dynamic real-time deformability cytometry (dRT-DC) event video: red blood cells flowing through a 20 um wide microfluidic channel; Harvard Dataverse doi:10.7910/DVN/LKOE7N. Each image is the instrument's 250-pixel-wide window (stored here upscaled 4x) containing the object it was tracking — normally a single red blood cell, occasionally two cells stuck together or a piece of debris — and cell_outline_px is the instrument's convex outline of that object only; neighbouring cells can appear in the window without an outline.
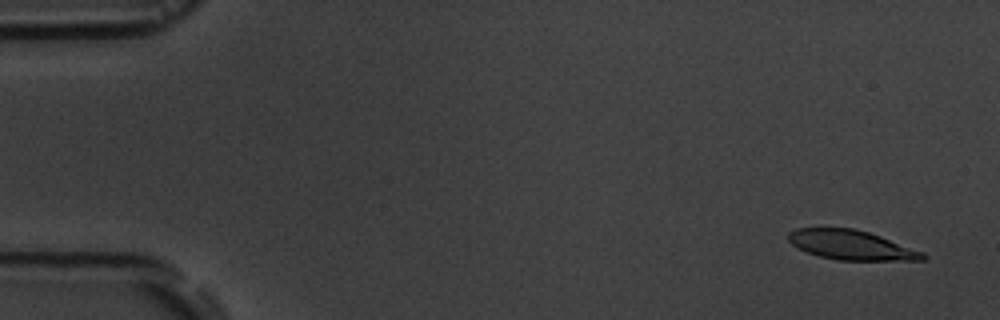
{"species": "common noctule bat (a hibernating species)", "species_latin": "Nyctalus noctula", "temperature_condition": "room temperature", "stored_images_in_passage": 8, "camera_frame_rate_fps": 3000, "um_per_image_px": 0.085, "animal": {"sex": "male", "body_mass_g": 19.5, "forearm_length_mm": 54.6}, "frame": {"image": 1, "passage_image": 1, "time_ms": 0.0, "image_size_px": [1000, 320], "cell_outline_px": [[928, 256], [924, 260], [836, 260], [820, 256], [808, 252], [792, 244], [788, 240], [788, 232], [796, 228], [852, 228], [868, 232], [880, 236], [924, 252]], "centroid_in_image_um": [72.37, 20.83], "position_along_channel_um": 12.6, "area_um2": 22.95}}
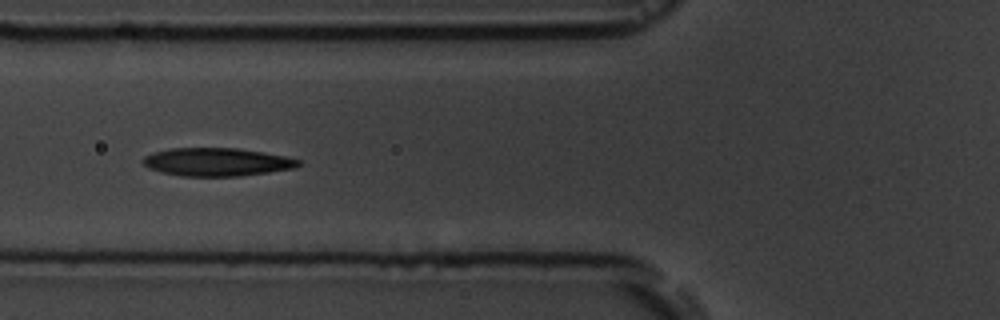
{"frame": {"image": 2, "passage_image": 6, "time_ms": 6.0, "image_size_px": [1000, 320], "cell_outline_px": [[304, 164], [296, 168], [240, 176], [180, 176], [148, 168], [140, 160], [144, 156], [152, 152], [168, 148], [236, 148], [264, 152], [284, 156], [300, 160]], "centroid_in_image_um": [18.44, 13.76], "position_along_channel_um": 107.4, "area_um2": 25.66}}
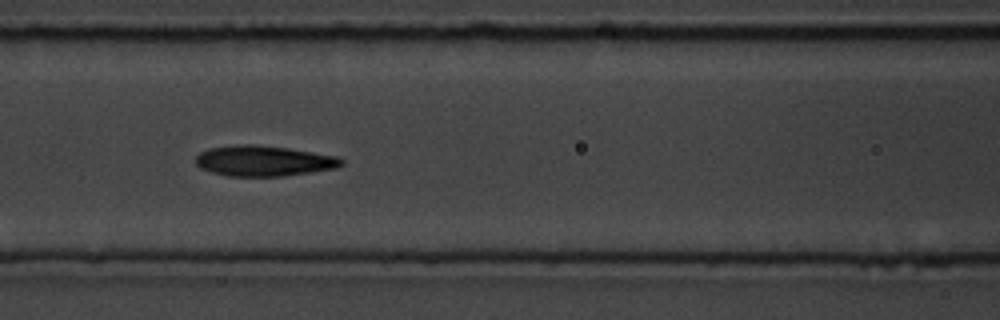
{"frame": {"image": 3, "passage_image": 7, "time_ms": 7.0, "image_size_px": [1000, 320], "cell_outline_px": [[344, 164], [336, 168], [280, 176], [228, 176], [212, 172], [200, 168], [196, 164], [196, 156], [200, 152], [208, 148], [240, 144], [252, 144], [288, 148], [336, 156], [344, 160]], "centroid_in_image_um": [22.39, 13.67], "position_along_channel_um": 144.2, "area_um2": 25.78}}